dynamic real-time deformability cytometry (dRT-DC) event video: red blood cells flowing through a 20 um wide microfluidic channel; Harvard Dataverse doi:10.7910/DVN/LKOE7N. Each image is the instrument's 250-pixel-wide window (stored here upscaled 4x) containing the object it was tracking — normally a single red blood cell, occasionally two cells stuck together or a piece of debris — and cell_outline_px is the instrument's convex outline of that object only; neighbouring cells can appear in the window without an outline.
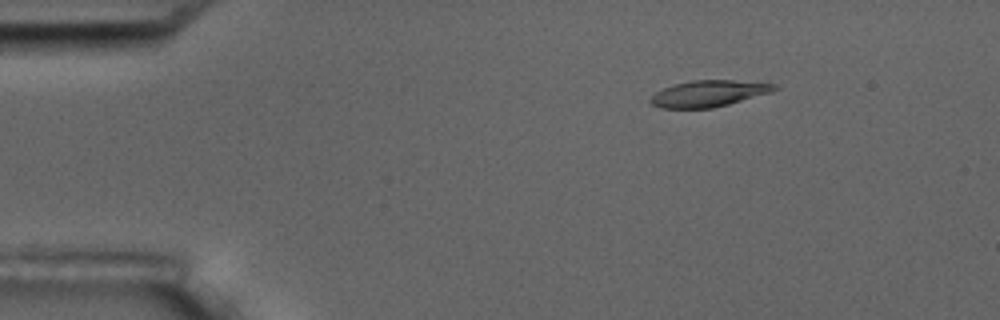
{"species": "common noctule bat (a hibernating species)", "species_latin": "Nyctalus noctula", "temperature_condition": "room temperature", "stored_images_in_passage": 4, "camera_frame_rate_fps": 3000, "um_per_image_px": 0.085, "animal": {"sex": "male", "body_mass_g": 17.5, "forearm_length_mm": 52.3}, "frame": {"image": 1, "passage_image": 2, "time_ms": 2.0, "image_size_px": [1000, 320], "cell_outline_px": [[780, 88], [772, 92], [728, 104], [712, 108], [660, 108], [652, 104], [648, 100], [656, 92], [664, 88], [676, 84], [692, 80], [732, 80], [776, 84]], "centroid_in_image_um": [60.25, 7.95], "position_along_channel_um": 24.8, "area_um2": 18.9}}